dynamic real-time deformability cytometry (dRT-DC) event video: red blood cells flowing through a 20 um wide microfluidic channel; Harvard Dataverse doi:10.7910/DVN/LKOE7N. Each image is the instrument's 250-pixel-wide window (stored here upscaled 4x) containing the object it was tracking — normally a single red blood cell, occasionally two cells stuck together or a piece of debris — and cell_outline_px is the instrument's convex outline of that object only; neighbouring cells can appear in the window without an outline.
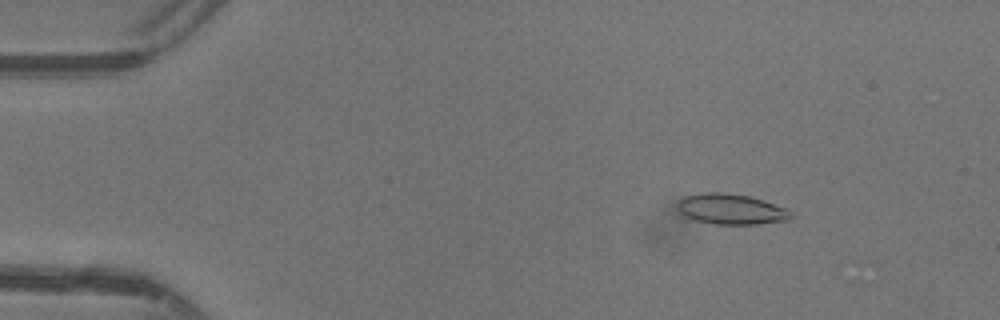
{"species": "common noctule bat (a hibernating species)", "species_latin": "Nyctalus noctula", "temperature_condition": "warm", "stored_images_in_passage": 47, "camera_frame_rate_fps": 3000, "um_per_image_px": 0.085, "animal": {"sex": "female"}, "frame": {"image": 1, "passage_image": 7, "time_ms": 2.0, "image_size_px": [1000, 320], "cell_outline_px": [[792, 216], [788, 220], [756, 224], [716, 224], [696, 220], [684, 216], [676, 208], [676, 204], [684, 196], [704, 192], [720, 192], [748, 196], [764, 200], [784, 208], [792, 212]], "centroid_in_image_um": [62.1, 17.77], "position_along_channel_um": 22.9, "area_um2": 20.06}}
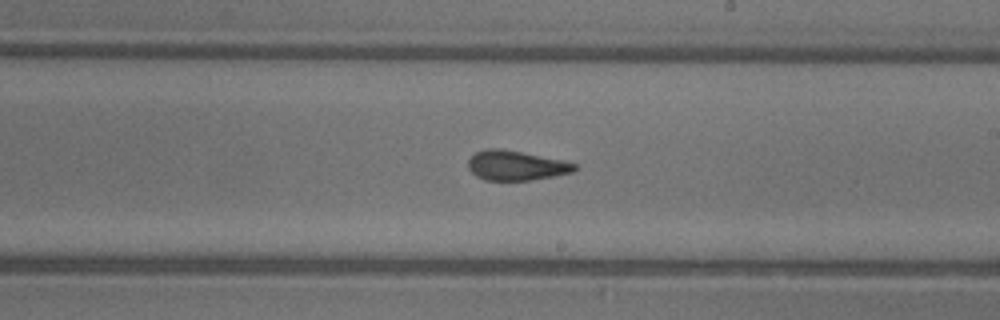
{"frame": {"image": 2, "passage_image": 28, "time_ms": 9.0, "image_size_px": [1000, 320], "cell_outline_px": [[576, 168], [572, 172], [552, 176], [528, 180], [484, 180], [476, 176], [468, 168], [468, 160], [476, 152], [488, 148], [500, 148], [564, 160], [576, 164]], "centroid_in_image_um": [43.83, 14.06], "position_along_channel_um": 245.2, "area_um2": 18.26}}
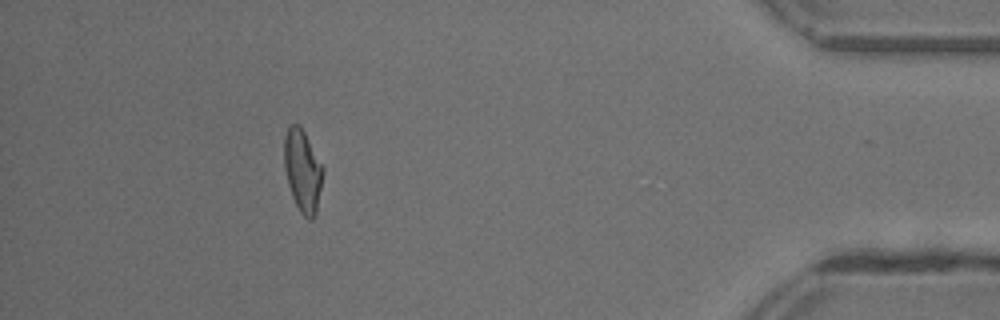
{"frame": {"image": 3, "passage_image": 43, "time_ms": 14.0, "image_size_px": [1000, 320], "cell_outline_px": [[324, 172], [316, 212], [312, 220], [308, 220], [300, 212], [292, 196], [288, 184], [284, 168], [284, 136], [288, 124], [300, 124], [324, 168]], "centroid_in_image_um": [25.71, 14.49], "position_along_channel_um": 409.5, "area_um2": 18.73}, "authors_computed_cell_mechanics": {"area_um2": 19.0162, "velocity_mm_per_s": 4.4107, "shape_relaxation_time_tau1_ms": 6.601, "shape_relaxation_time_tau2_ms": 2.048, "deformation_change_tau1": 0.1969, "deformation_change_tau2": 0.0728}}